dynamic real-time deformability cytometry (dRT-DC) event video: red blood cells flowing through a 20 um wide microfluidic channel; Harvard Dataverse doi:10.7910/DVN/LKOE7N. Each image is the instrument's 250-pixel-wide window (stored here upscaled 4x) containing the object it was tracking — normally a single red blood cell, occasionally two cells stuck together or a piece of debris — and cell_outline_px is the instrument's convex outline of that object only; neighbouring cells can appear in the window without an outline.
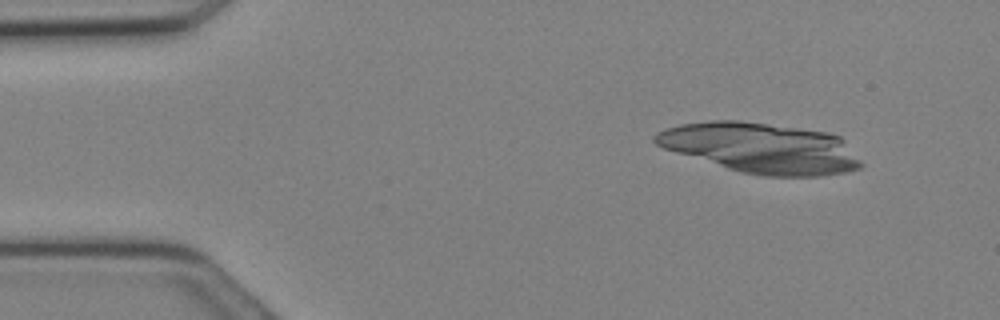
{"species": "Egyptian fruit bat (a non-hibernating species)", "species_latin": "Rousettus aegyptiacus", "temperature_condition": "cold", "stored_images_in_passage": 8, "segment_of_instrument_passage": [1, 2], "camera_frame_rate_fps": 3000, "um_per_image_px": 0.085, "animal": {"sex": "female"}, "frame": {"image": 1, "passage_image": 4, "time_ms": 1.0, "image_size_px": [1000, 320], "cell_outline_px": [[832, 136], [776, 172], [764, 172], [728, 164], [720, 160], [696, 124], [756, 124], [812, 132]], "centroid_in_image_um": [64.54, 12.31], "position_along_channel_um": 20.5, "area_um2": 30.0}}